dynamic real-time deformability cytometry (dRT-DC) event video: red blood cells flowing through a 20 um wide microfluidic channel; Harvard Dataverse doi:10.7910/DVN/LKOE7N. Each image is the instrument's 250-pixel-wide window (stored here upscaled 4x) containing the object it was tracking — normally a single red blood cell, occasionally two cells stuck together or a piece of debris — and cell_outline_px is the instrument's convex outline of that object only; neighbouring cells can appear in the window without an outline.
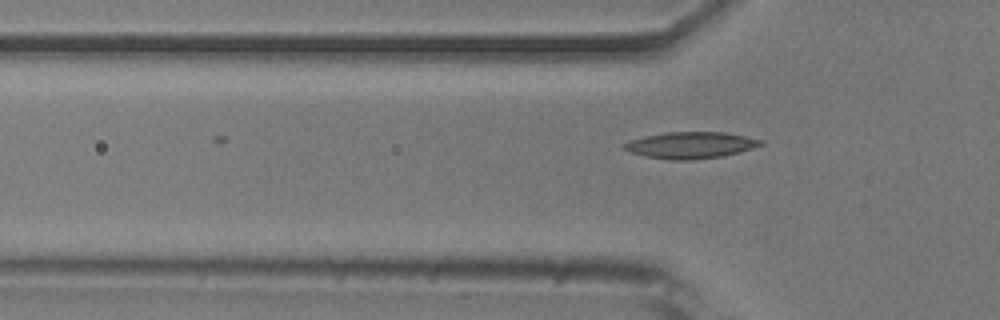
{"species": "common noctule bat (a hibernating species)", "species_latin": "Nyctalus noctula", "temperature_condition": "room temperature", "stored_images_in_passage": 16, "camera_frame_rate_fps": 3000, "um_per_image_px": 0.085, "animal": {"sex": "male", "body_mass_g": 20.5, "forearm_length_mm": 52.5}, "frame": {"image": 1, "passage_image": 16, "time_ms": 5.0, "image_size_px": [1000, 320], "cell_outline_px": [[764, 144], [740, 152], [724, 156], [692, 160], [672, 160], [644, 156], [632, 152], [624, 148], [620, 144], [628, 140], [644, 136], [664, 132], [724, 132], [764, 140]], "centroid_in_image_um": [58.69, 12.33], "position_along_channel_um": 67.1, "area_um2": 21.27}}